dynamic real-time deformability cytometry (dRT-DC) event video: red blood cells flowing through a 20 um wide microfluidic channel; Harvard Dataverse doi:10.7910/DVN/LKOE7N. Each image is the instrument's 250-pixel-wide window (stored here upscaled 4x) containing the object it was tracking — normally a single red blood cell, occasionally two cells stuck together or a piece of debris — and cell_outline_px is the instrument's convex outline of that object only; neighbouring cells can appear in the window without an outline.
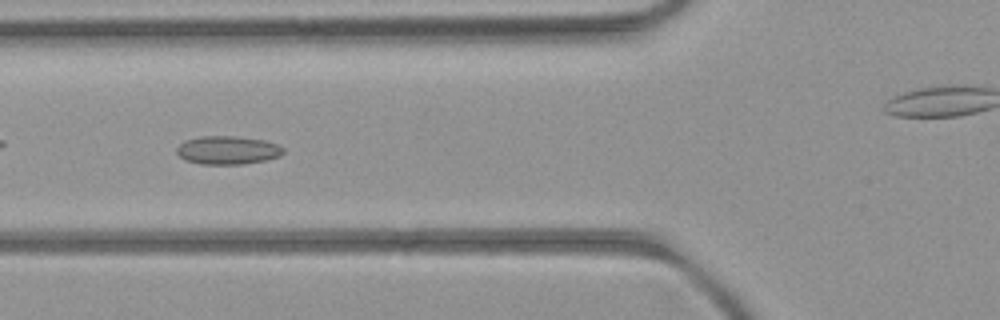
{"species": "common noctule bat (a hibernating species)", "species_latin": "Nyctalus noctula", "temperature_condition": "room temperature", "stored_images_in_passage": 38, "camera_frame_rate_fps": 3000, "um_per_image_px": 0.085, "animal": {"sex": "female", "body_mass_g": 21.9}, "frame": {"image": 1, "passage_image": 5, "time_ms": 1.333, "image_size_px": [1000, 320], "cell_outline_px": [[284, 152], [280, 156], [264, 160], [244, 164], [200, 164], [184, 160], [176, 152], [176, 148], [184, 140], [200, 136], [232, 136], [264, 140], [276, 144], [284, 148]], "centroid_in_image_um": [19.32, 12.76], "position_along_channel_um": 106.5, "area_um2": 17.63}}
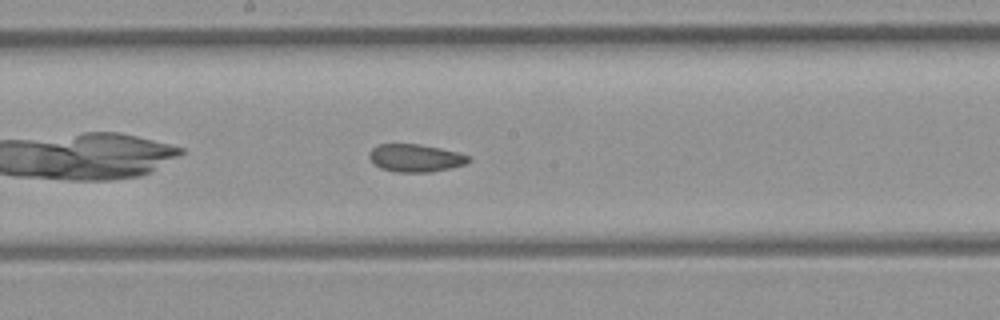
{"frame": {"image": 2, "passage_image": 13, "time_ms": 4.0, "image_size_px": [1000, 320], "cell_outline_px": [[472, 160], [464, 164], [432, 172], [396, 172], [380, 168], [372, 164], [368, 156], [368, 152], [372, 148], [380, 144], [420, 144], [460, 152], [468, 156]], "centroid_in_image_um": [35.28, 13.43], "position_along_channel_um": 212.9, "area_um2": 16.18}}
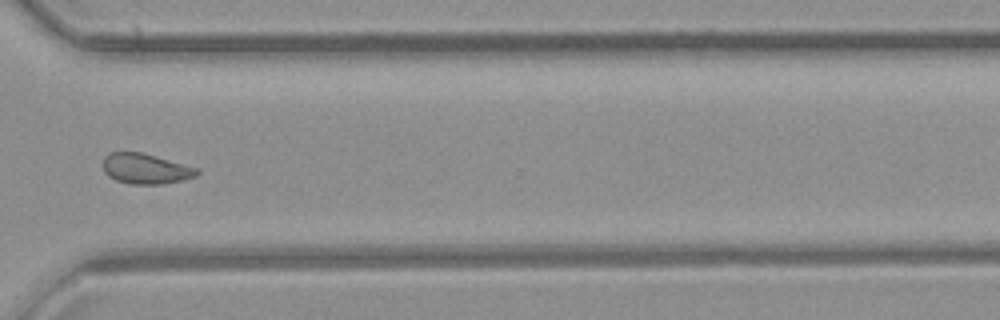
{"frame": {"image": 3, "passage_image": 24, "time_ms": 7.667, "image_size_px": [1000, 320], "cell_outline_px": [[200, 172], [196, 176], [184, 180], [160, 184], [128, 184], [116, 180], [108, 176], [104, 172], [104, 156], [108, 152], [140, 152], [156, 156], [200, 168]], "centroid_in_image_um": [12.4, 14.34], "position_along_channel_um": 358.2, "area_um2": 16.76}, "authors_computed_cell_mechanics": {"area_um2": 16.8487, "velocity_mm_per_s": 3.9767, "shape_relaxation_time_tau1_ms": null, "shape_relaxation_time_tau2_ms": 3.0659, "deformation_change_tau1": null, "deformation_change_tau2": 0.0774}}